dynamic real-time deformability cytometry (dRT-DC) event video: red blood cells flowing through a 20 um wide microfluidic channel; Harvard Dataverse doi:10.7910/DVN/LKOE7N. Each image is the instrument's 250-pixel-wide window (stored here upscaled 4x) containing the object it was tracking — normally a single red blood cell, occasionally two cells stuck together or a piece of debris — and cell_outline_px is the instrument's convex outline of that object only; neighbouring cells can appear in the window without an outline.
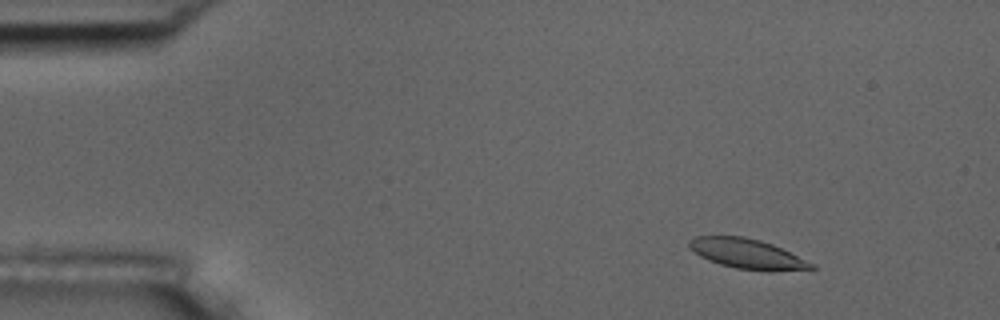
{"species": "common noctule bat (a hibernating species)", "species_latin": "Nyctalus noctula", "temperature_condition": "room temperature", "stored_images_in_passage": 55, "camera_frame_rate_fps": 3000, "um_per_image_px": 0.085, "animal": {"sex": "male", "body_mass_g": 17.5, "forearm_length_mm": 52.3}, "frame": {"image": 1, "passage_image": 7, "time_ms": 2.0, "image_size_px": [1000, 320], "cell_outline_px": [[816, 268], [812, 272], [768, 272], [736, 268], [720, 264], [708, 260], [700, 256], [688, 248], [688, 240], [696, 236], [744, 236], [760, 240], [772, 244], [816, 264]], "centroid_in_image_um": [63.63, 21.62], "position_along_channel_um": 21.4, "area_um2": 22.08}}
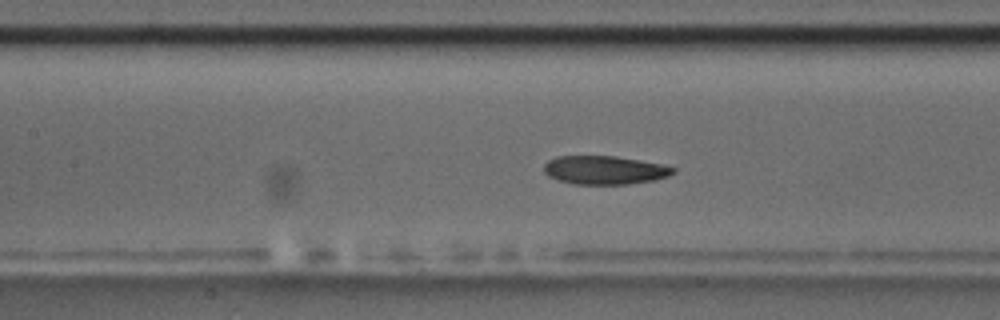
{"frame": {"image": 2, "passage_image": 25, "time_ms": 8.0, "image_size_px": [1000, 320], "cell_outline_px": [[676, 172], [668, 176], [656, 180], [628, 184], [576, 184], [560, 180], [548, 176], [544, 172], [544, 164], [548, 160], [556, 156], [616, 156], [664, 164], [676, 168]], "centroid_in_image_um": [51.43, 14.45], "position_along_channel_um": 156.0, "area_um2": 21.62}}
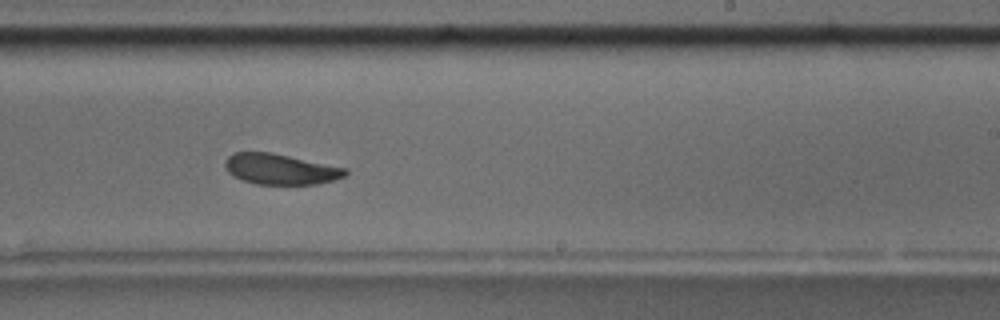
{"frame": {"image": 3, "passage_image": 34, "time_ms": 11.0, "image_size_px": [1000, 320], "cell_outline_px": [[348, 172], [344, 176], [332, 180], [316, 184], [256, 184], [244, 180], [228, 172], [224, 168], [224, 160], [232, 152], [272, 152], [348, 168]], "centroid_in_image_um": [23.82, 14.36], "position_along_channel_um": 265.2, "area_um2": 21.5}, "authors_computed_cell_mechanics": {"area_um2": 22.1374, "velocity_mm_per_s": 3.658, "shape_relaxation_time_tau1_ms": 5.4495, "shape_relaxation_time_tau2_ms": 2.2776, "deformation_change_tau1": 0.1218, "deformation_change_tau2": 0.0742}}